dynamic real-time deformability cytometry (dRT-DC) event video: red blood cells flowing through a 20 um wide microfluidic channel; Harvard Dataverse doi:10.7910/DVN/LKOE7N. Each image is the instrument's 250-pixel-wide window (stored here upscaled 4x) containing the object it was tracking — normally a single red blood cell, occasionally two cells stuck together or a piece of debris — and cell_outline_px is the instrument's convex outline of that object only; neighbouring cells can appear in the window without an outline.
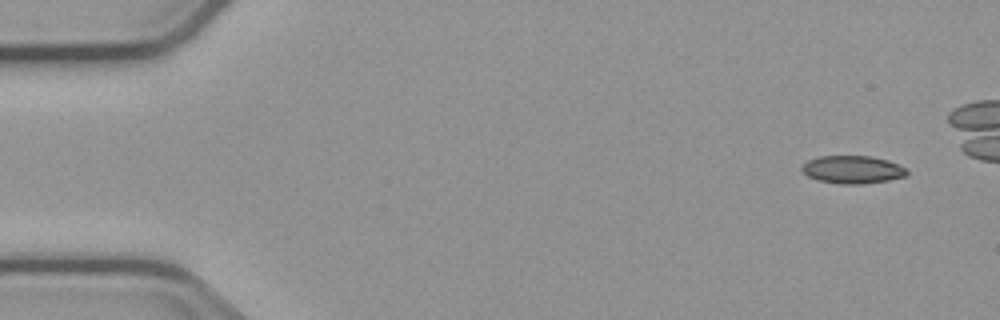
{"species": "common noctule bat (a hibernating species)", "species_latin": "Nyctalus noctula", "temperature_condition": "cold", "stored_images_in_passage": 7, "camera_frame_rate_fps": 3000, "um_per_image_px": 0.085, "animal": {"sex": "male", "body_mass_g": 23.1, "forearm_length_mm": 52.7}, "frame": {"image": 1, "passage_image": 1, "time_ms": 0.0, "image_size_px": [1000, 320], "cell_outline_px": [[908, 176], [888, 180], [860, 184], [840, 184], [816, 180], [808, 176], [800, 168], [808, 160], [820, 156], [872, 156], [888, 160], [908, 168]], "centroid_in_image_um": [72.5, 14.41], "position_along_channel_um": 12.5, "area_um2": 17.17}}
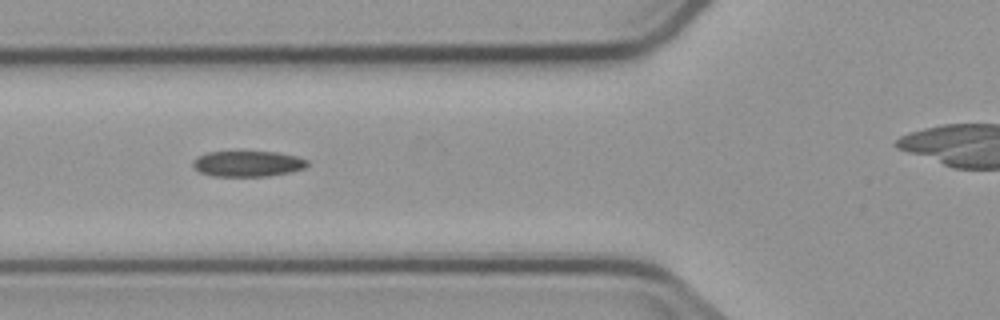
{"frame": {"image": 2, "passage_image": 6, "time_ms": 5.667, "image_size_px": [1000, 320], "cell_outline_px": [[308, 164], [304, 168], [292, 172], [268, 176], [212, 176], [200, 172], [192, 168], [192, 160], [196, 156], [208, 152], [240, 148], [276, 152], [296, 156], [308, 160]], "centroid_in_image_um": [20.99, 13.86], "position_along_channel_um": 104.8, "area_um2": 18.26}}
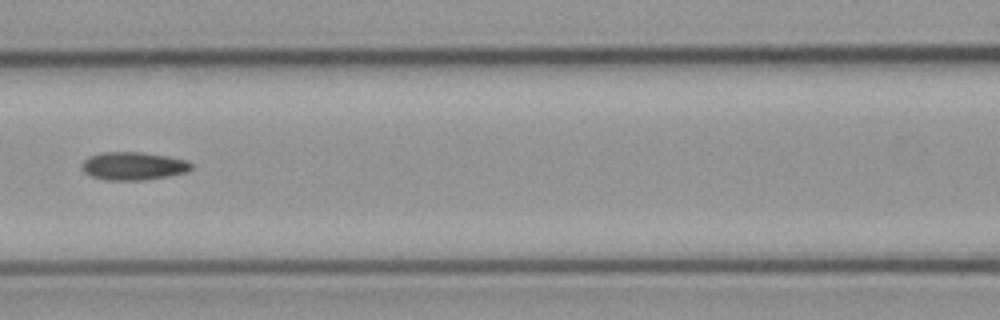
{"frame": {"image": 3, "passage_image": 7, "time_ms": 7.0, "image_size_px": [1000, 320], "cell_outline_px": [[192, 168], [188, 172], [168, 176], [144, 180], [104, 180], [92, 176], [84, 172], [80, 168], [80, 164], [88, 156], [104, 152], [140, 152], [168, 156], [184, 160], [192, 164]], "centroid_in_image_um": [11.3, 14.11], "position_along_channel_um": 155.3, "area_um2": 17.98}}